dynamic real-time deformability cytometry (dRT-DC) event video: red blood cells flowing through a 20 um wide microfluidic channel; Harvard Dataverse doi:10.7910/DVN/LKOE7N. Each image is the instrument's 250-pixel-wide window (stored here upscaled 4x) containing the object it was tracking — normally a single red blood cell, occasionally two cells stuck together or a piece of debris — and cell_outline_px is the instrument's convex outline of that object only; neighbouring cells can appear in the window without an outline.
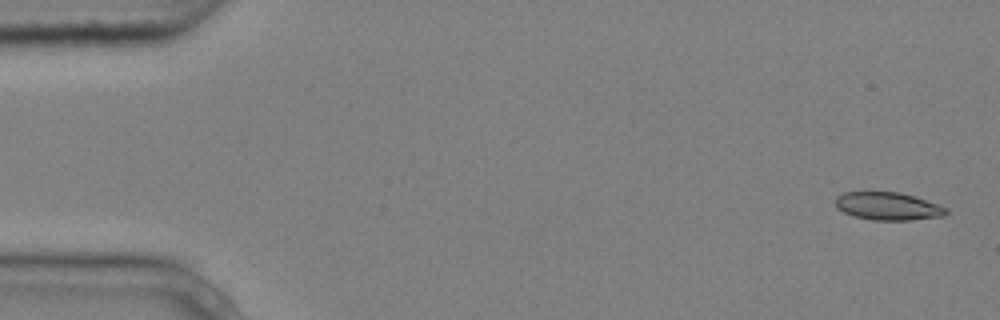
{"species": "common noctule bat (a hibernating species)", "species_latin": "Nyctalus noctula", "temperature_condition": "cold", "stored_images_in_passage": 5, "segment_of_instrument_passage": [1, 2], "camera_frame_rate_fps": 3000, "um_per_image_px": 0.085, "animal": {"sex": "male", "body_mass_g": 20.4}, "frame": {"image": 1, "passage_image": 1, "time_ms": 0.0, "image_size_px": [1000, 320], "cell_outline_px": [[948, 212], [944, 216], [912, 220], [872, 220], [856, 216], [844, 212], [836, 208], [836, 196], [844, 192], [900, 192], [948, 208]], "centroid_in_image_um": [75.47, 17.53], "position_along_channel_um": 9.5, "area_um2": 17.8}}
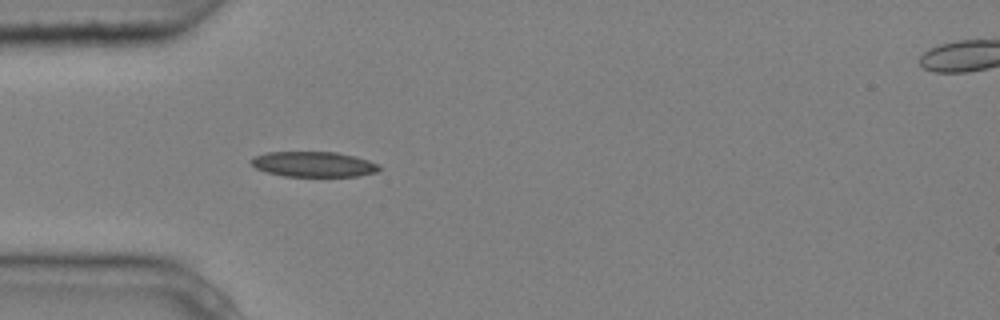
{"frame": {"image": 2, "passage_image": 4, "time_ms": 1.0, "image_size_px": [1000, 320], "cell_outline_px": [[384, 168], [376, 172], [356, 176], [284, 176], [268, 172], [256, 168], [248, 160], [252, 156], [268, 152], [336, 152], [356, 156], [380, 164]], "centroid_in_image_um": [26.68, 13.95], "position_along_channel_um": 58.3, "area_um2": 19.02}}